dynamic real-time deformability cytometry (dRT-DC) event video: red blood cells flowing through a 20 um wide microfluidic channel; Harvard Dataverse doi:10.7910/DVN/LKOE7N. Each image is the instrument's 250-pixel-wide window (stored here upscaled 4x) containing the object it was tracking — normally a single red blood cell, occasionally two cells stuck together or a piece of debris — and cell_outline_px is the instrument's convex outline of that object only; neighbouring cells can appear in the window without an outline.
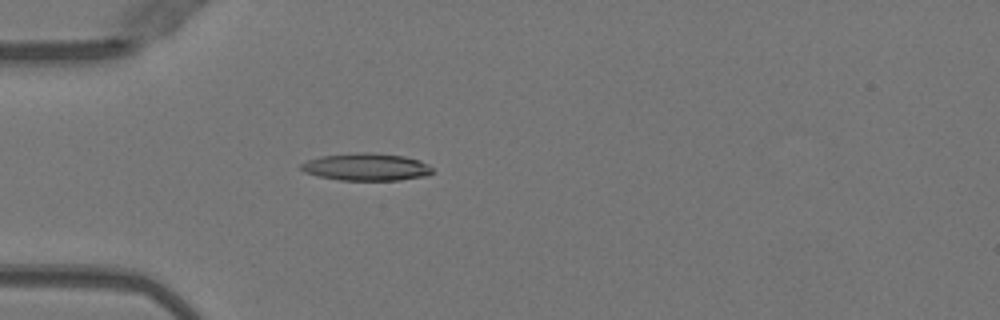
{"species": "Egyptian fruit bat (a non-hibernating species)", "species_latin": "Rousettus aegyptiacus", "temperature_condition": "warm", "stored_images_in_passage": 43, "camera_frame_rate_fps": 3000, "um_per_image_px": 0.085, "animal": {"sex": "female"}, "frame": {"image": 1, "passage_image": 10, "time_ms": 3.0, "image_size_px": [1000, 320], "cell_outline_px": [[432, 172], [424, 176], [400, 180], [340, 180], [320, 176], [304, 172], [300, 168], [300, 164], [308, 160], [320, 156], [356, 152], [372, 152], [404, 156], [420, 160], [428, 164], [432, 168]], "centroid_in_image_um": [31.13, 14.18], "position_along_channel_um": 53.9, "area_um2": 20.98}}
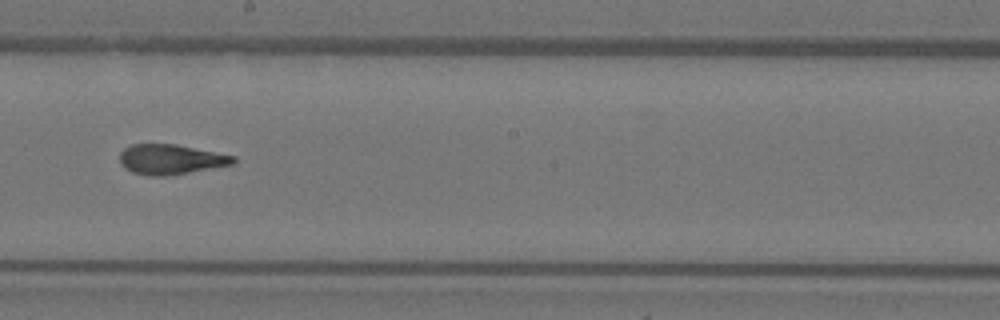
{"frame": {"image": 2, "passage_image": 24, "time_ms": 7.667, "image_size_px": [1000, 320], "cell_outline_px": [[236, 160], [232, 164], [168, 176], [152, 176], [132, 172], [124, 168], [120, 164], [120, 152], [124, 148], [132, 144], [176, 144], [236, 156]], "centroid_in_image_um": [14.48, 13.54], "position_along_channel_um": 233.7, "area_um2": 19.83}}
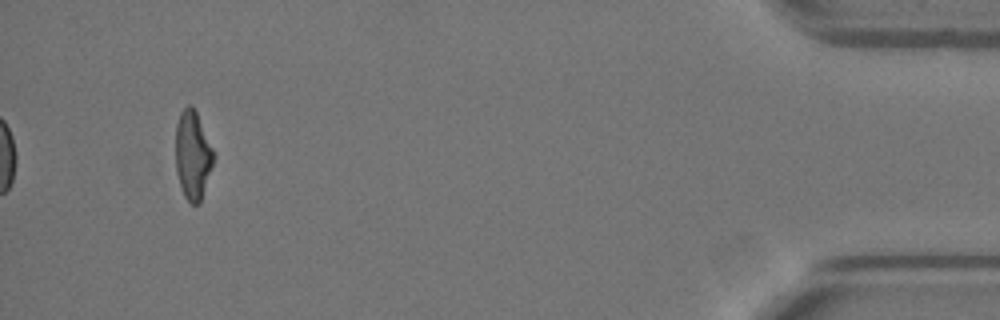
{"frame": {"image": 3, "passage_image": 43, "time_ms": 14.0, "image_size_px": [1000, 320], "cell_outline_px": [[216, 156], [200, 204], [192, 204], [184, 196], [176, 172], [176, 124], [180, 112], [188, 104], [196, 112]], "centroid_in_image_um": [16.39, 13.22], "position_along_channel_um": 418.8, "area_um2": 19.54}, "authors_computed_cell_mechanics": {"area_um2": 20.2878, "velocity_mm_per_s": 4.0326, "shape_relaxation_time_tau1_ms": 6.9351, "shape_relaxation_time_tau2_ms": 2.5335, "deformation_change_tau1": 0.2539, "deformation_change_tau2": 0.1095}}